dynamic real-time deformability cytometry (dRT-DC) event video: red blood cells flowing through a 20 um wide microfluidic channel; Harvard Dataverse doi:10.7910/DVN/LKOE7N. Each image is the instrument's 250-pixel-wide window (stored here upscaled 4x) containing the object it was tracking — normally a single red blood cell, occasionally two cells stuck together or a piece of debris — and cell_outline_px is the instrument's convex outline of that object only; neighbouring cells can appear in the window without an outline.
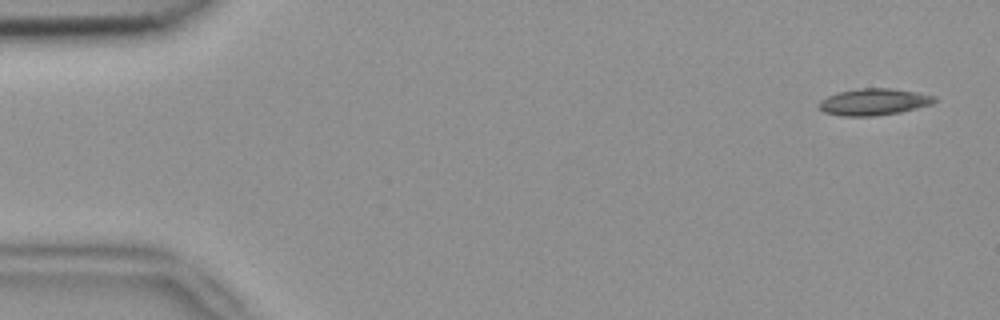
{"species": "common noctule bat (a hibernating species)", "species_latin": "Nyctalus noctula", "temperature_condition": "room temperature", "stored_images_in_passage": 5, "camera_frame_rate_fps": 3000, "um_per_image_px": 0.085, "animal": {"sex": "female", "body_mass_g": 18.4}, "frame": {"image": 1, "passage_image": 1, "time_ms": 0.0, "image_size_px": [1000, 320], "cell_outline_px": [[936, 100], [932, 104], [900, 112], [876, 116], [840, 116], [824, 112], [816, 104], [820, 100], [836, 92], [856, 88], [888, 88], [916, 92], [936, 96]], "centroid_in_image_um": [74.23, 8.66], "position_along_channel_um": 10.8, "area_um2": 18.09}}
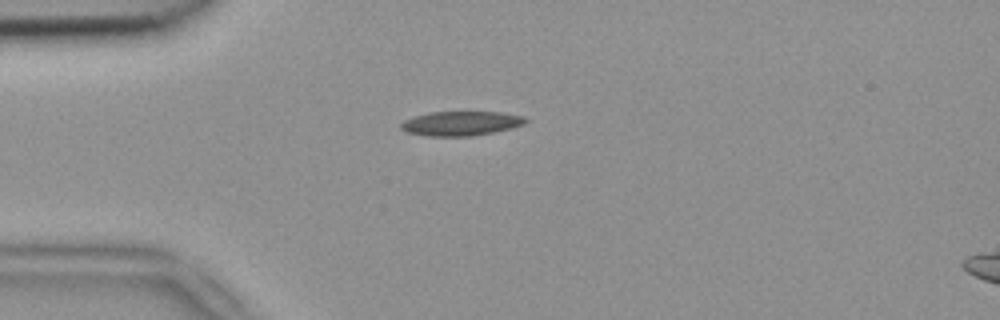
{"frame": {"image": 2, "passage_image": 4, "time_ms": 1.0, "image_size_px": [1000, 320], "cell_outline_px": [[528, 120], [524, 124], [492, 132], [472, 136], [428, 136], [408, 132], [400, 128], [400, 124], [404, 120], [428, 112], [500, 112], [524, 116]], "centroid_in_image_um": [39.16, 10.48], "position_along_channel_um": 45.8, "area_um2": 17.51}}